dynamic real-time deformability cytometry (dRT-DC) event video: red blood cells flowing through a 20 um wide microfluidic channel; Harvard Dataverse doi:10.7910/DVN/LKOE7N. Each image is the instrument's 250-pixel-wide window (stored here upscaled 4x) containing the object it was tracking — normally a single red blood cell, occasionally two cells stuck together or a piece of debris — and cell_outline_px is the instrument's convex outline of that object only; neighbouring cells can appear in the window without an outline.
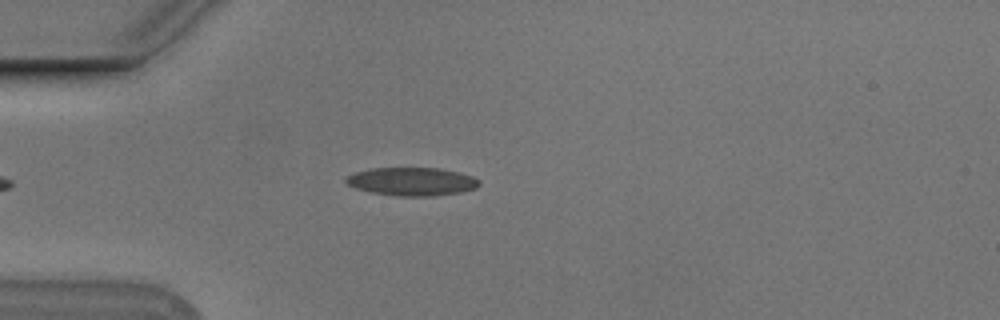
{"species": "Egyptian fruit bat (a non-hibernating species)", "species_latin": "Rousettus aegyptiacus", "temperature_condition": "cold", "stored_images_in_passage": 44, "camera_frame_rate_fps": 3000, "um_per_image_px": 0.085, "animal": {"sex": "male"}, "frame": {"image": 1, "passage_image": 8, "time_ms": 2.333, "image_size_px": [1000, 320], "cell_outline_px": [[480, 184], [476, 188], [460, 192], [436, 196], [400, 196], [372, 192], [356, 188], [348, 184], [344, 180], [348, 176], [356, 172], [368, 168], [440, 168], [460, 172], [472, 176], [480, 180]], "centroid_in_image_um": [35.05, 15.42], "position_along_channel_um": 50.0, "area_um2": 21.91}}
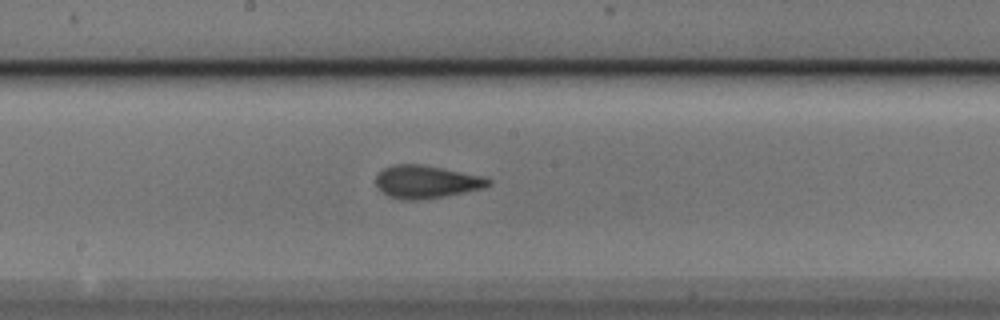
{"frame": {"image": 2, "passage_image": 22, "time_ms": 7.0, "image_size_px": [1000, 320], "cell_outline_px": [[492, 184], [484, 188], [444, 196], [416, 200], [400, 200], [388, 196], [376, 184], [376, 176], [384, 168], [392, 164], [420, 164], [444, 168], [480, 176], [492, 180]], "centroid_in_image_um": [36.23, 15.45], "position_along_channel_um": 212.0, "area_um2": 21.39}}
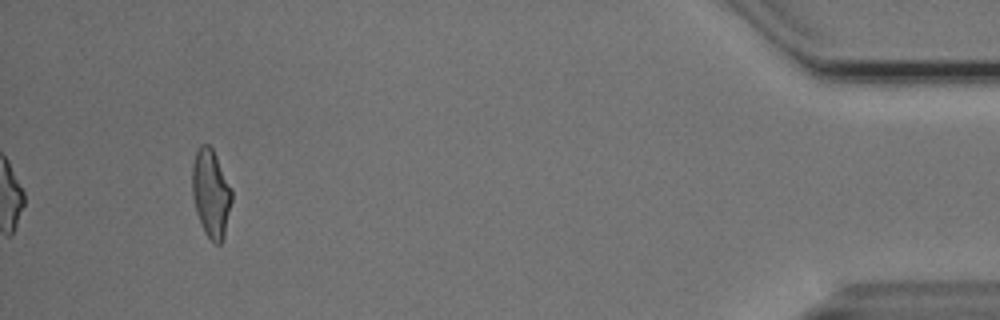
{"frame": {"image": 3, "passage_image": 44, "time_ms": 14.333, "image_size_px": [1000, 320], "cell_outline_px": [[232, 200], [224, 236], [220, 244], [216, 244], [204, 232], [196, 212], [192, 196], [192, 164], [196, 152], [200, 144], [208, 144], [212, 148], [232, 188]], "centroid_in_image_um": [17.92, 16.42], "position_along_channel_um": 417.3, "area_um2": 20.29}, "authors_computed_cell_mechanics": {"area_um2": 20.8658, "velocity_mm_per_s": 3.7612, "shape_relaxation_time_tau1_ms": 6.6603, "shape_relaxation_time_tau2_ms": 1.5493, "deformation_change_tau1": 0.1878, "deformation_change_tau2": 0.0809}}